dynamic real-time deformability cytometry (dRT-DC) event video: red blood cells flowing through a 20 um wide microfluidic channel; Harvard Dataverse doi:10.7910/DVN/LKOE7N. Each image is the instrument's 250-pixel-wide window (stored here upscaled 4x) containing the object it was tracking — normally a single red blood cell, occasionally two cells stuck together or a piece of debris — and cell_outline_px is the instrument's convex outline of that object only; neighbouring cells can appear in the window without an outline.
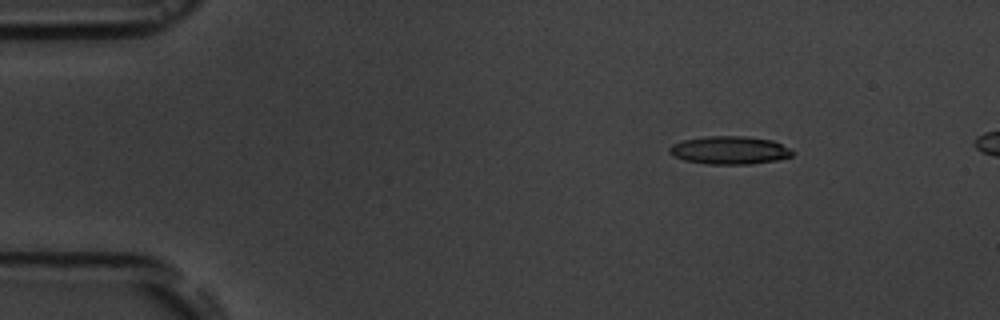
{"species": "common noctule bat (a hibernating species)", "species_latin": "Nyctalus noctula", "temperature_condition": "room temperature", "stored_images_in_passage": 6, "camera_frame_rate_fps": 3000, "um_per_image_px": 0.085, "animal": {"sex": "male", "body_mass_g": 19.5, "forearm_length_mm": 54.6}, "frame": {"image": 1, "passage_image": 3, "time_ms": 2.333, "image_size_px": [1000, 320], "cell_outline_px": [[796, 152], [792, 156], [776, 160], [752, 164], [708, 164], [684, 160], [672, 156], [668, 152], [668, 148], [672, 144], [680, 140], [704, 136], [744, 136], [772, 140], [792, 148]], "centroid_in_image_um": [62.01, 12.76], "position_along_channel_um": 23.0, "area_um2": 20.46}}